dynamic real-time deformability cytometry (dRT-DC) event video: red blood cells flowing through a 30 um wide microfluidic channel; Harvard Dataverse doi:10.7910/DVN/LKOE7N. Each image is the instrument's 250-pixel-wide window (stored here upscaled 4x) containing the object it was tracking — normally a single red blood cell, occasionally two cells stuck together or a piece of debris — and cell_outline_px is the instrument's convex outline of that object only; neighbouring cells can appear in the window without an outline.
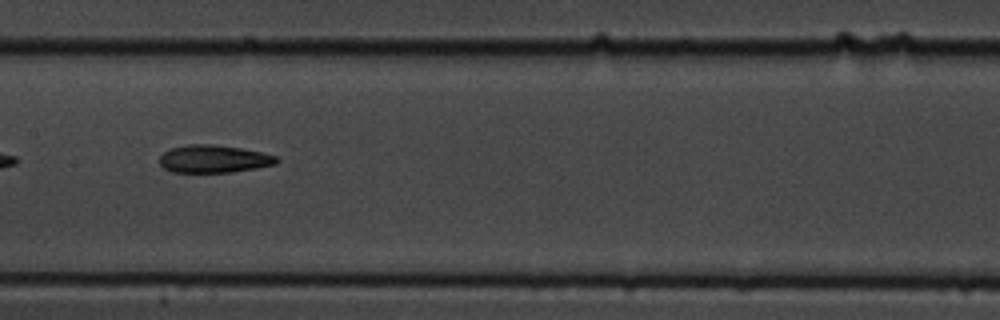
{"species": "common noctule bat (a hibernating species)", "species_latin": "Nyctalus noctula", "temperature_condition": "cold", "stored_images_in_passage": 37, "camera_frame_rate_fps": 3000, "um_per_image_px": 0.085, "animal": {"sex": "male", "body_mass_g": 19.5, "forearm_length_mm": 54.6}, "frame": {"image": 1, "passage_image": 11, "time_ms": 3.333, "image_size_px": [1000, 320], "cell_outline_px": [[280, 160], [276, 164], [256, 168], [232, 172], [172, 172], [164, 168], [160, 164], [160, 156], [164, 152], [172, 148], [188, 144], [212, 144], [240, 148], [260, 152], [276, 156]], "centroid_in_image_um": [18.17, 13.51], "position_along_channel_um": 189.2, "area_um2": 18.79}}
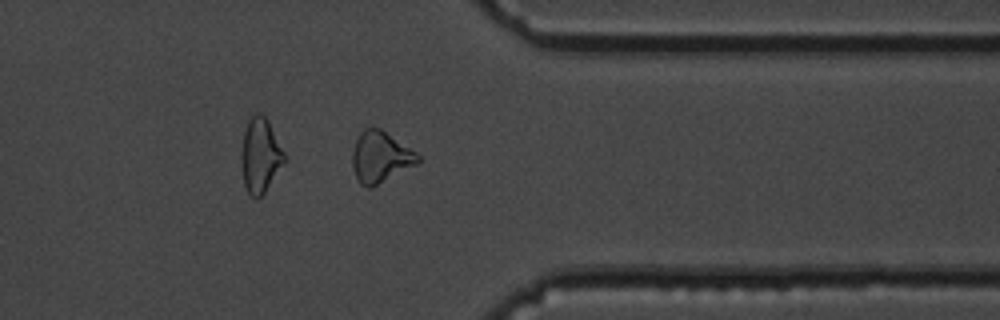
{"frame": {"image": 2, "passage_image": 27, "time_ms": 8.667, "image_size_px": [1000, 320], "cell_outline_px": [[420, 160], [416, 164], [372, 188], [368, 188], [360, 184], [356, 176], [352, 164], [352, 152], [356, 140], [360, 132], [364, 128], [380, 128], [416, 152], [420, 156]], "centroid_in_image_um": [32.32, 13.36], "position_along_channel_um": 379.1, "area_um2": 19.36}, "authors_computed_cell_mechanics": {"area_um2": 18.8428, "velocity_mm_per_s": 3.6719, "shape_relaxation_time_tau1_ms": 10.0654, "shape_relaxation_time_tau2_ms": 11.392, "deformation_change_tau1": 0.2296, "deformation_change_tau2": 0.209}}